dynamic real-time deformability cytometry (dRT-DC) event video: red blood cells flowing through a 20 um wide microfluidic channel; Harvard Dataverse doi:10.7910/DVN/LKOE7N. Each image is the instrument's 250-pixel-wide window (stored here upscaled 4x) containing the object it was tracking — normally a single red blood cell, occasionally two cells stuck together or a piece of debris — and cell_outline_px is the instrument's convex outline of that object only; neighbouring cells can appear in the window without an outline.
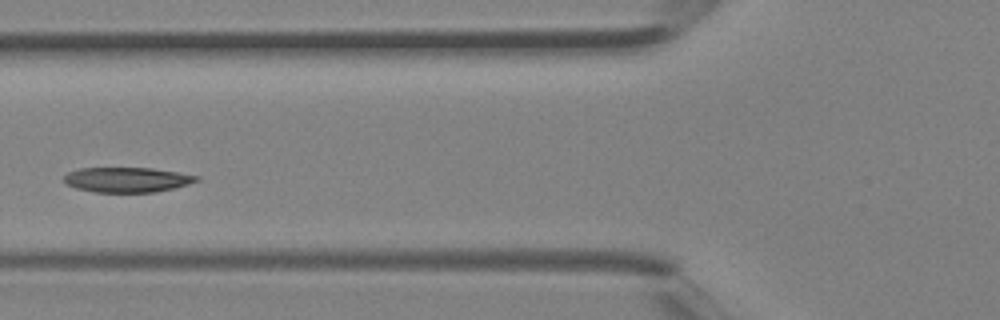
{"species": "Egyptian fruit bat (a non-hibernating species)", "species_latin": "Rousettus aegyptiacus", "temperature_condition": "room temperature", "stored_images_in_passage": 3, "camera_frame_rate_fps": 3000, "um_per_image_px": 0.085, "animal": {"sex": "female"}, "frame": {"image": 1, "passage_image": 3, "time_ms": 0.667, "image_size_px": [1000, 320], "cell_outline_px": [[200, 180], [188, 184], [156, 192], [96, 192], [76, 188], [64, 184], [64, 176], [68, 172], [80, 168], [152, 168], [200, 176]], "centroid_in_image_um": [10.78, 15.27], "position_along_channel_um": 115.0, "area_um2": 19.25}}